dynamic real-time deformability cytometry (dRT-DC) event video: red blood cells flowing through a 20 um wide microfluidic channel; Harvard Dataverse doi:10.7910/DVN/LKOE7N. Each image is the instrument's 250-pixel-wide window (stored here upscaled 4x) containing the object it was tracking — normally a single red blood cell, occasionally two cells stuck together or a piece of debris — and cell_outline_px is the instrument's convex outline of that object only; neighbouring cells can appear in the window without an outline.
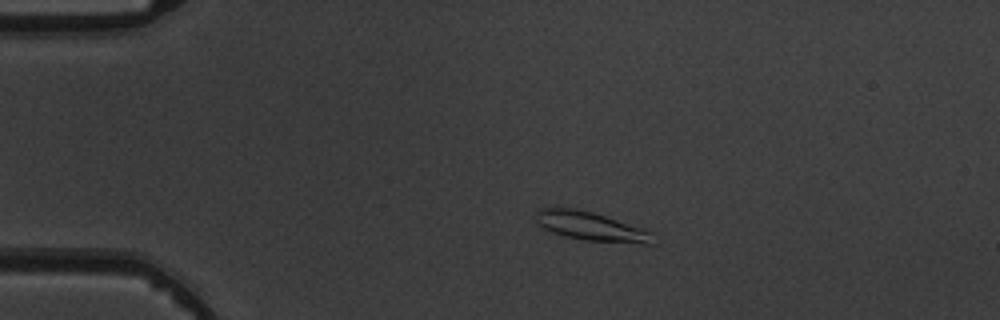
{"species": "common noctule bat (a hibernating species)", "species_latin": "Nyctalus noctula", "temperature_condition": "warm", "stored_images_in_passage": 5, "camera_frame_rate_fps": 3000, "um_per_image_px": 0.085, "animal": {"sex": "male", "body_mass_g": 19.5, "forearm_length_mm": 54.6}, "frame": {"image": 1, "passage_image": 3, "time_ms": 3.0, "image_size_px": [1000, 320], "cell_outline_px": [[656, 244], [640, 244], [584, 240], [564, 236], [552, 232], [544, 228], [536, 220], [536, 212], [540, 208], [576, 208], [592, 212], [656, 232]], "centroid_in_image_um": [50.35, 19.26], "position_along_channel_um": 34.7, "area_um2": 19.94}}
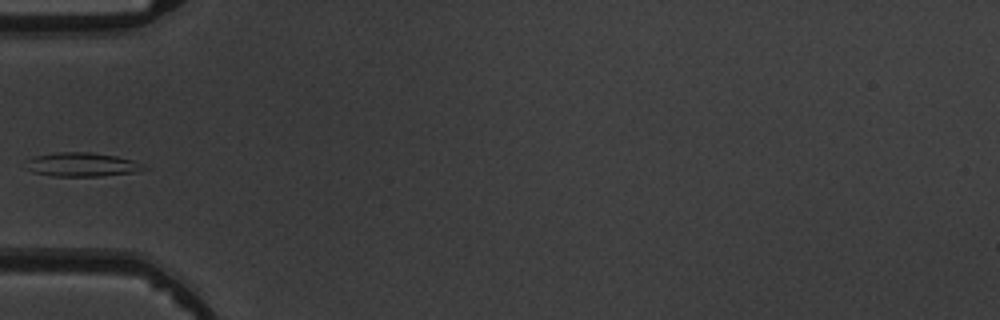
{"frame": {"image": 2, "passage_image": 5, "time_ms": 5.333, "image_size_px": [1000, 320], "cell_outline_px": [[152, 168], [132, 172], [100, 176], [52, 176], [32, 172], [24, 168], [24, 160], [36, 156], [56, 152], [92, 152], [116, 156], [132, 160], [144, 164]], "centroid_in_image_um": [6.92, 13.98], "position_along_channel_um": 78.1, "area_um2": 16.7}}